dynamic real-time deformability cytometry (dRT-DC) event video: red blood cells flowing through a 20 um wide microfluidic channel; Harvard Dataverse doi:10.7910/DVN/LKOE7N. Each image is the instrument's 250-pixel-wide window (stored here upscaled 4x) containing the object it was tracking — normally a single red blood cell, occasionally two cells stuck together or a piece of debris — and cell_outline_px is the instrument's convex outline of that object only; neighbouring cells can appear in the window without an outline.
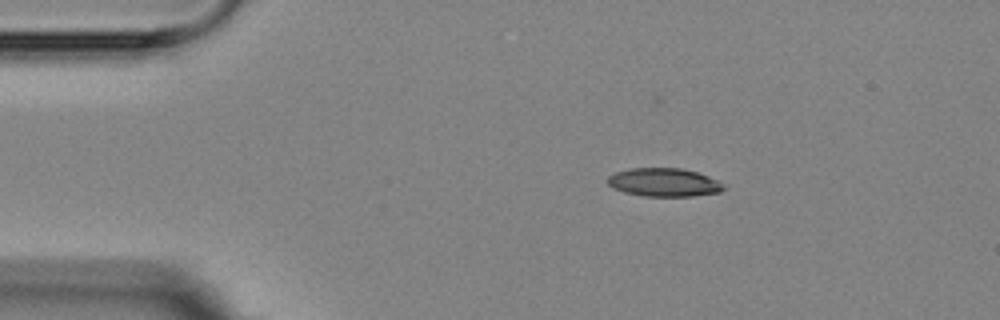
{"species": "Egyptian fruit bat (a non-hibernating species)", "species_latin": "Rousettus aegyptiacus", "temperature_condition": "room temperature", "stored_images_in_passage": 4, "segment_of_instrument_passage": [1, 2], "camera_frame_rate_fps": 3000, "um_per_image_px": 0.085, "animal": {"sex": "female"}, "frame": {"image": 1, "passage_image": 2, "time_ms": 1.333, "image_size_px": [1000, 320], "cell_outline_px": [[724, 188], [720, 192], [692, 196], [644, 196], [624, 192], [612, 188], [608, 184], [608, 176], [616, 172], [628, 168], [680, 168], [696, 172], [708, 176], [724, 184]], "centroid_in_image_um": [56.41, 15.5], "position_along_channel_um": 28.6, "area_um2": 19.13}}